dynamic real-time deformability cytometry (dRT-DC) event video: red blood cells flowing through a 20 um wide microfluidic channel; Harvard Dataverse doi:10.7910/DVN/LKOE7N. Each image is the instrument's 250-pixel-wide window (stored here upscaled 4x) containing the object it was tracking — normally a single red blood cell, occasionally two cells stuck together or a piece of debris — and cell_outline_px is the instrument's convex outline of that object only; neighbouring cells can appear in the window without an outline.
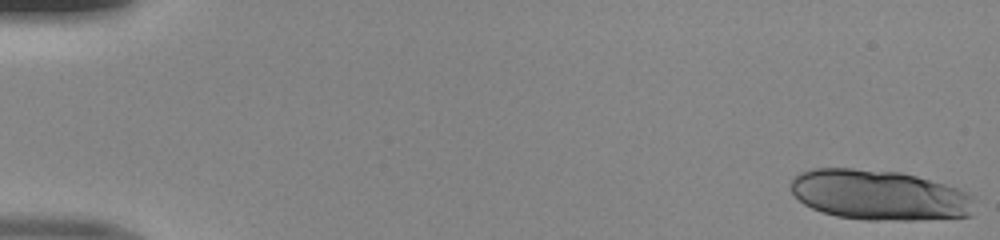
{"species": "human", "species_latin": "Homo sapiens", "temperature_condition": "room temperature", "stored_images_in_passage": 17, "camera_frame_rate_fps": 3000, "um_per_image_px": 0.085, "donor": {"sex": "male"}, "frame": {"image": 1, "passage_image": 1, "time_ms": 0.0, "image_size_px": [1000, 240], "cell_outline_px": [[972, 216], [916, 220], [864, 220], [836, 216], [812, 208], [804, 204], [792, 192], [792, 180], [800, 172], [812, 168], [852, 168], [900, 172], [916, 176], [944, 184], [968, 192], [972, 196]], "centroid_in_image_um": [74.73, 16.58], "position_along_channel_um": 10.3, "area_um2": 53.64}}
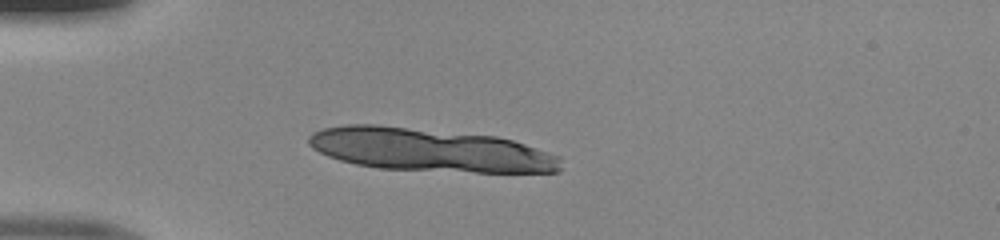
{"frame": {"image": 2, "passage_image": 14, "time_ms": 4.333, "image_size_px": [1000, 240], "cell_outline_px": [[560, 172], [476, 172], [380, 168], [356, 164], [340, 160], [328, 156], [312, 148], [308, 144], [308, 136], [312, 132], [324, 128], [348, 124], [376, 124], [496, 136], [512, 140], [560, 156]], "centroid_in_image_um": [36.5, 12.74], "position_along_channel_um": 48.5, "area_um2": 63.23}}